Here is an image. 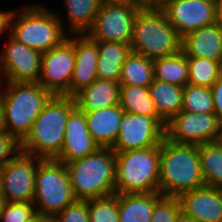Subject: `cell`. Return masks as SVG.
<instances>
[{
    "label": "cell",
    "instance_id": "1",
    "mask_svg": "<svg viewBox=\"0 0 222 222\" xmlns=\"http://www.w3.org/2000/svg\"><path fill=\"white\" fill-rule=\"evenodd\" d=\"M52 96L38 82L0 81V101L5 131L21 143Z\"/></svg>",
    "mask_w": 222,
    "mask_h": 222
},
{
    "label": "cell",
    "instance_id": "2",
    "mask_svg": "<svg viewBox=\"0 0 222 222\" xmlns=\"http://www.w3.org/2000/svg\"><path fill=\"white\" fill-rule=\"evenodd\" d=\"M204 185L199 146L177 144L164 138L160 144L159 192L179 197Z\"/></svg>",
    "mask_w": 222,
    "mask_h": 222
},
{
    "label": "cell",
    "instance_id": "3",
    "mask_svg": "<svg viewBox=\"0 0 222 222\" xmlns=\"http://www.w3.org/2000/svg\"><path fill=\"white\" fill-rule=\"evenodd\" d=\"M75 108L74 97L53 95L20 143V151L42 159H55L62 149L67 119Z\"/></svg>",
    "mask_w": 222,
    "mask_h": 222
},
{
    "label": "cell",
    "instance_id": "4",
    "mask_svg": "<svg viewBox=\"0 0 222 222\" xmlns=\"http://www.w3.org/2000/svg\"><path fill=\"white\" fill-rule=\"evenodd\" d=\"M76 200L105 198L115 194L116 155L98 148L88 156L65 164Z\"/></svg>",
    "mask_w": 222,
    "mask_h": 222
},
{
    "label": "cell",
    "instance_id": "5",
    "mask_svg": "<svg viewBox=\"0 0 222 222\" xmlns=\"http://www.w3.org/2000/svg\"><path fill=\"white\" fill-rule=\"evenodd\" d=\"M37 2L14 10L10 35L29 48L44 53L60 45L68 33L64 30L57 11ZM24 7V8H23Z\"/></svg>",
    "mask_w": 222,
    "mask_h": 222
},
{
    "label": "cell",
    "instance_id": "6",
    "mask_svg": "<svg viewBox=\"0 0 222 222\" xmlns=\"http://www.w3.org/2000/svg\"><path fill=\"white\" fill-rule=\"evenodd\" d=\"M182 37L163 10H139L130 42L131 50L150 59L181 52Z\"/></svg>",
    "mask_w": 222,
    "mask_h": 222
},
{
    "label": "cell",
    "instance_id": "7",
    "mask_svg": "<svg viewBox=\"0 0 222 222\" xmlns=\"http://www.w3.org/2000/svg\"><path fill=\"white\" fill-rule=\"evenodd\" d=\"M115 155V194L159 192L160 145Z\"/></svg>",
    "mask_w": 222,
    "mask_h": 222
},
{
    "label": "cell",
    "instance_id": "8",
    "mask_svg": "<svg viewBox=\"0 0 222 222\" xmlns=\"http://www.w3.org/2000/svg\"><path fill=\"white\" fill-rule=\"evenodd\" d=\"M76 201L64 163L56 159H43L37 168L33 204L36 212L54 217Z\"/></svg>",
    "mask_w": 222,
    "mask_h": 222
},
{
    "label": "cell",
    "instance_id": "9",
    "mask_svg": "<svg viewBox=\"0 0 222 222\" xmlns=\"http://www.w3.org/2000/svg\"><path fill=\"white\" fill-rule=\"evenodd\" d=\"M75 67V34H69L60 45L42 53L38 83L52 95L70 96Z\"/></svg>",
    "mask_w": 222,
    "mask_h": 222
},
{
    "label": "cell",
    "instance_id": "10",
    "mask_svg": "<svg viewBox=\"0 0 222 222\" xmlns=\"http://www.w3.org/2000/svg\"><path fill=\"white\" fill-rule=\"evenodd\" d=\"M222 124L215 113L180 111L165 126V138L173 143L202 145L221 140Z\"/></svg>",
    "mask_w": 222,
    "mask_h": 222
},
{
    "label": "cell",
    "instance_id": "11",
    "mask_svg": "<svg viewBox=\"0 0 222 222\" xmlns=\"http://www.w3.org/2000/svg\"><path fill=\"white\" fill-rule=\"evenodd\" d=\"M165 126L159 117L124 111L118 138L111 149L115 153H121L158 146L165 138Z\"/></svg>",
    "mask_w": 222,
    "mask_h": 222
},
{
    "label": "cell",
    "instance_id": "12",
    "mask_svg": "<svg viewBox=\"0 0 222 222\" xmlns=\"http://www.w3.org/2000/svg\"><path fill=\"white\" fill-rule=\"evenodd\" d=\"M42 158L20 151L2 167V191L4 202H33L35 178Z\"/></svg>",
    "mask_w": 222,
    "mask_h": 222
},
{
    "label": "cell",
    "instance_id": "13",
    "mask_svg": "<svg viewBox=\"0 0 222 222\" xmlns=\"http://www.w3.org/2000/svg\"><path fill=\"white\" fill-rule=\"evenodd\" d=\"M138 12L133 3L102 4L87 34L97 42L130 44Z\"/></svg>",
    "mask_w": 222,
    "mask_h": 222
},
{
    "label": "cell",
    "instance_id": "14",
    "mask_svg": "<svg viewBox=\"0 0 222 222\" xmlns=\"http://www.w3.org/2000/svg\"><path fill=\"white\" fill-rule=\"evenodd\" d=\"M0 51V81L38 82L42 53L27 47L11 35Z\"/></svg>",
    "mask_w": 222,
    "mask_h": 222
},
{
    "label": "cell",
    "instance_id": "15",
    "mask_svg": "<svg viewBox=\"0 0 222 222\" xmlns=\"http://www.w3.org/2000/svg\"><path fill=\"white\" fill-rule=\"evenodd\" d=\"M216 2L215 0H168L163 11L168 22L183 37L190 31L215 23Z\"/></svg>",
    "mask_w": 222,
    "mask_h": 222
},
{
    "label": "cell",
    "instance_id": "16",
    "mask_svg": "<svg viewBox=\"0 0 222 222\" xmlns=\"http://www.w3.org/2000/svg\"><path fill=\"white\" fill-rule=\"evenodd\" d=\"M98 148L88 131L84 112L76 107L69 114L62 149L55 159L67 164L94 153Z\"/></svg>",
    "mask_w": 222,
    "mask_h": 222
},
{
    "label": "cell",
    "instance_id": "17",
    "mask_svg": "<svg viewBox=\"0 0 222 222\" xmlns=\"http://www.w3.org/2000/svg\"><path fill=\"white\" fill-rule=\"evenodd\" d=\"M178 198L181 211L197 222H222V198L217 188L204 185Z\"/></svg>",
    "mask_w": 222,
    "mask_h": 222
},
{
    "label": "cell",
    "instance_id": "18",
    "mask_svg": "<svg viewBox=\"0 0 222 222\" xmlns=\"http://www.w3.org/2000/svg\"><path fill=\"white\" fill-rule=\"evenodd\" d=\"M98 42L87 33L75 34V67L70 83V96L95 81L98 66Z\"/></svg>",
    "mask_w": 222,
    "mask_h": 222
},
{
    "label": "cell",
    "instance_id": "19",
    "mask_svg": "<svg viewBox=\"0 0 222 222\" xmlns=\"http://www.w3.org/2000/svg\"><path fill=\"white\" fill-rule=\"evenodd\" d=\"M181 51L187 58H205L222 64V31L214 23L182 37Z\"/></svg>",
    "mask_w": 222,
    "mask_h": 222
},
{
    "label": "cell",
    "instance_id": "20",
    "mask_svg": "<svg viewBox=\"0 0 222 222\" xmlns=\"http://www.w3.org/2000/svg\"><path fill=\"white\" fill-rule=\"evenodd\" d=\"M86 117L88 131L100 148H112L116 142L124 110L120 104L98 111H82Z\"/></svg>",
    "mask_w": 222,
    "mask_h": 222
},
{
    "label": "cell",
    "instance_id": "21",
    "mask_svg": "<svg viewBox=\"0 0 222 222\" xmlns=\"http://www.w3.org/2000/svg\"><path fill=\"white\" fill-rule=\"evenodd\" d=\"M119 82L96 79L73 97L80 111H98L119 104Z\"/></svg>",
    "mask_w": 222,
    "mask_h": 222
},
{
    "label": "cell",
    "instance_id": "22",
    "mask_svg": "<svg viewBox=\"0 0 222 222\" xmlns=\"http://www.w3.org/2000/svg\"><path fill=\"white\" fill-rule=\"evenodd\" d=\"M62 5L66 10L67 23L59 14L60 12L57 13V16L64 30L67 29L68 34H85L92 28L102 3L101 0H63Z\"/></svg>",
    "mask_w": 222,
    "mask_h": 222
},
{
    "label": "cell",
    "instance_id": "23",
    "mask_svg": "<svg viewBox=\"0 0 222 222\" xmlns=\"http://www.w3.org/2000/svg\"><path fill=\"white\" fill-rule=\"evenodd\" d=\"M160 192L118 194L119 222H151Z\"/></svg>",
    "mask_w": 222,
    "mask_h": 222
},
{
    "label": "cell",
    "instance_id": "24",
    "mask_svg": "<svg viewBox=\"0 0 222 222\" xmlns=\"http://www.w3.org/2000/svg\"><path fill=\"white\" fill-rule=\"evenodd\" d=\"M148 88L159 118L167 124L182 109L184 87L153 79Z\"/></svg>",
    "mask_w": 222,
    "mask_h": 222
},
{
    "label": "cell",
    "instance_id": "25",
    "mask_svg": "<svg viewBox=\"0 0 222 222\" xmlns=\"http://www.w3.org/2000/svg\"><path fill=\"white\" fill-rule=\"evenodd\" d=\"M131 52L130 44L114 41L98 42V79L119 82L122 65Z\"/></svg>",
    "mask_w": 222,
    "mask_h": 222
},
{
    "label": "cell",
    "instance_id": "26",
    "mask_svg": "<svg viewBox=\"0 0 222 222\" xmlns=\"http://www.w3.org/2000/svg\"><path fill=\"white\" fill-rule=\"evenodd\" d=\"M154 79L185 87L189 82L188 58L177 54L153 59Z\"/></svg>",
    "mask_w": 222,
    "mask_h": 222
},
{
    "label": "cell",
    "instance_id": "27",
    "mask_svg": "<svg viewBox=\"0 0 222 222\" xmlns=\"http://www.w3.org/2000/svg\"><path fill=\"white\" fill-rule=\"evenodd\" d=\"M153 59L131 52L122 65L120 85L149 87L153 82Z\"/></svg>",
    "mask_w": 222,
    "mask_h": 222
},
{
    "label": "cell",
    "instance_id": "28",
    "mask_svg": "<svg viewBox=\"0 0 222 222\" xmlns=\"http://www.w3.org/2000/svg\"><path fill=\"white\" fill-rule=\"evenodd\" d=\"M119 104L127 113L159 117L148 87L120 85Z\"/></svg>",
    "mask_w": 222,
    "mask_h": 222
},
{
    "label": "cell",
    "instance_id": "29",
    "mask_svg": "<svg viewBox=\"0 0 222 222\" xmlns=\"http://www.w3.org/2000/svg\"><path fill=\"white\" fill-rule=\"evenodd\" d=\"M199 159L205 185L222 187V141L199 145Z\"/></svg>",
    "mask_w": 222,
    "mask_h": 222
},
{
    "label": "cell",
    "instance_id": "30",
    "mask_svg": "<svg viewBox=\"0 0 222 222\" xmlns=\"http://www.w3.org/2000/svg\"><path fill=\"white\" fill-rule=\"evenodd\" d=\"M190 84L211 88L222 75V64L205 58H188Z\"/></svg>",
    "mask_w": 222,
    "mask_h": 222
},
{
    "label": "cell",
    "instance_id": "31",
    "mask_svg": "<svg viewBox=\"0 0 222 222\" xmlns=\"http://www.w3.org/2000/svg\"><path fill=\"white\" fill-rule=\"evenodd\" d=\"M181 111L195 114L214 113V102L211 88L188 83L184 87Z\"/></svg>",
    "mask_w": 222,
    "mask_h": 222
},
{
    "label": "cell",
    "instance_id": "32",
    "mask_svg": "<svg viewBox=\"0 0 222 222\" xmlns=\"http://www.w3.org/2000/svg\"><path fill=\"white\" fill-rule=\"evenodd\" d=\"M90 222H119L118 194L87 200Z\"/></svg>",
    "mask_w": 222,
    "mask_h": 222
},
{
    "label": "cell",
    "instance_id": "33",
    "mask_svg": "<svg viewBox=\"0 0 222 222\" xmlns=\"http://www.w3.org/2000/svg\"><path fill=\"white\" fill-rule=\"evenodd\" d=\"M37 214L33 202H4L1 222H27Z\"/></svg>",
    "mask_w": 222,
    "mask_h": 222
},
{
    "label": "cell",
    "instance_id": "34",
    "mask_svg": "<svg viewBox=\"0 0 222 222\" xmlns=\"http://www.w3.org/2000/svg\"><path fill=\"white\" fill-rule=\"evenodd\" d=\"M181 212L178 197L162 196L154 206L151 222H175Z\"/></svg>",
    "mask_w": 222,
    "mask_h": 222
},
{
    "label": "cell",
    "instance_id": "35",
    "mask_svg": "<svg viewBox=\"0 0 222 222\" xmlns=\"http://www.w3.org/2000/svg\"><path fill=\"white\" fill-rule=\"evenodd\" d=\"M56 222H90L87 201L76 200L53 217Z\"/></svg>",
    "mask_w": 222,
    "mask_h": 222
},
{
    "label": "cell",
    "instance_id": "36",
    "mask_svg": "<svg viewBox=\"0 0 222 222\" xmlns=\"http://www.w3.org/2000/svg\"><path fill=\"white\" fill-rule=\"evenodd\" d=\"M20 152V143L6 131L0 133V168Z\"/></svg>",
    "mask_w": 222,
    "mask_h": 222
},
{
    "label": "cell",
    "instance_id": "37",
    "mask_svg": "<svg viewBox=\"0 0 222 222\" xmlns=\"http://www.w3.org/2000/svg\"><path fill=\"white\" fill-rule=\"evenodd\" d=\"M214 102V113L222 124V75L211 87Z\"/></svg>",
    "mask_w": 222,
    "mask_h": 222
},
{
    "label": "cell",
    "instance_id": "38",
    "mask_svg": "<svg viewBox=\"0 0 222 222\" xmlns=\"http://www.w3.org/2000/svg\"><path fill=\"white\" fill-rule=\"evenodd\" d=\"M168 0H133L138 10H163Z\"/></svg>",
    "mask_w": 222,
    "mask_h": 222
},
{
    "label": "cell",
    "instance_id": "39",
    "mask_svg": "<svg viewBox=\"0 0 222 222\" xmlns=\"http://www.w3.org/2000/svg\"><path fill=\"white\" fill-rule=\"evenodd\" d=\"M14 10H8V11H0V37L3 36L4 33L7 34V36L10 35L11 30V20L13 17Z\"/></svg>",
    "mask_w": 222,
    "mask_h": 222
},
{
    "label": "cell",
    "instance_id": "40",
    "mask_svg": "<svg viewBox=\"0 0 222 222\" xmlns=\"http://www.w3.org/2000/svg\"><path fill=\"white\" fill-rule=\"evenodd\" d=\"M215 24L222 31V1L217 0L216 2V21Z\"/></svg>",
    "mask_w": 222,
    "mask_h": 222
},
{
    "label": "cell",
    "instance_id": "41",
    "mask_svg": "<svg viewBox=\"0 0 222 222\" xmlns=\"http://www.w3.org/2000/svg\"><path fill=\"white\" fill-rule=\"evenodd\" d=\"M175 222H197L193 218H190L189 216H186L182 211L177 216Z\"/></svg>",
    "mask_w": 222,
    "mask_h": 222
},
{
    "label": "cell",
    "instance_id": "42",
    "mask_svg": "<svg viewBox=\"0 0 222 222\" xmlns=\"http://www.w3.org/2000/svg\"><path fill=\"white\" fill-rule=\"evenodd\" d=\"M102 4L133 3V0H101Z\"/></svg>",
    "mask_w": 222,
    "mask_h": 222
},
{
    "label": "cell",
    "instance_id": "43",
    "mask_svg": "<svg viewBox=\"0 0 222 222\" xmlns=\"http://www.w3.org/2000/svg\"><path fill=\"white\" fill-rule=\"evenodd\" d=\"M46 218L47 217L37 213L33 218H31L27 222H43Z\"/></svg>",
    "mask_w": 222,
    "mask_h": 222
},
{
    "label": "cell",
    "instance_id": "44",
    "mask_svg": "<svg viewBox=\"0 0 222 222\" xmlns=\"http://www.w3.org/2000/svg\"><path fill=\"white\" fill-rule=\"evenodd\" d=\"M1 132H5V129H4V124H3V109H2V104L0 101V133Z\"/></svg>",
    "mask_w": 222,
    "mask_h": 222
},
{
    "label": "cell",
    "instance_id": "45",
    "mask_svg": "<svg viewBox=\"0 0 222 222\" xmlns=\"http://www.w3.org/2000/svg\"><path fill=\"white\" fill-rule=\"evenodd\" d=\"M43 222H56L53 217H47Z\"/></svg>",
    "mask_w": 222,
    "mask_h": 222
},
{
    "label": "cell",
    "instance_id": "46",
    "mask_svg": "<svg viewBox=\"0 0 222 222\" xmlns=\"http://www.w3.org/2000/svg\"><path fill=\"white\" fill-rule=\"evenodd\" d=\"M1 176H2V168H0V195H1V191H2V180H1Z\"/></svg>",
    "mask_w": 222,
    "mask_h": 222
},
{
    "label": "cell",
    "instance_id": "47",
    "mask_svg": "<svg viewBox=\"0 0 222 222\" xmlns=\"http://www.w3.org/2000/svg\"><path fill=\"white\" fill-rule=\"evenodd\" d=\"M3 204H4V200H3V197L0 195V213L3 207Z\"/></svg>",
    "mask_w": 222,
    "mask_h": 222
},
{
    "label": "cell",
    "instance_id": "48",
    "mask_svg": "<svg viewBox=\"0 0 222 222\" xmlns=\"http://www.w3.org/2000/svg\"><path fill=\"white\" fill-rule=\"evenodd\" d=\"M218 191H219V193H220V195H221V198H222V187H219V188H218Z\"/></svg>",
    "mask_w": 222,
    "mask_h": 222
}]
</instances>
